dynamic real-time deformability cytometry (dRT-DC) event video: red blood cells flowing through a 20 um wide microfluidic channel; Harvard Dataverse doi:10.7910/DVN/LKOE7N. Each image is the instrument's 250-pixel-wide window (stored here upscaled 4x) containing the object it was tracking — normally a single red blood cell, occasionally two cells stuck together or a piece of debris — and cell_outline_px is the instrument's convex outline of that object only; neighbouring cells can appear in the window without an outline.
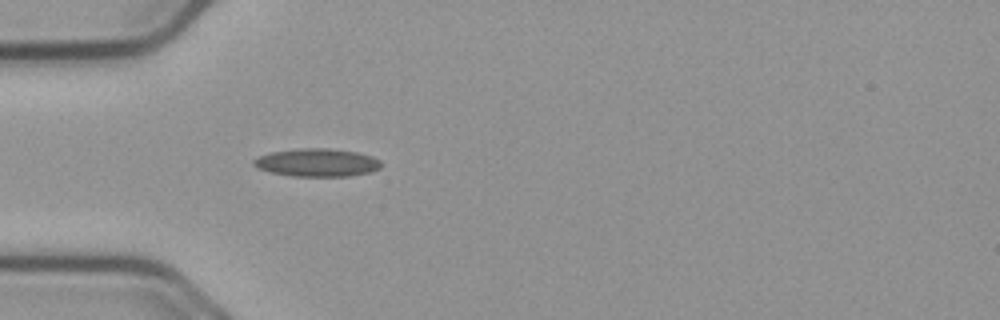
{"species": "common noctule bat (a hibernating species)", "species_latin": "Nyctalus noctula", "temperature_condition": "cold", "stored_images_in_passage": 39, "camera_frame_rate_fps": 3000, "um_per_image_px": 0.085, "animal": {"sex": "male", "body_mass_g": 23.1, "forearm_length_mm": 52.7}, "frame": {"image": 1, "passage_image": 1, "time_ms": 0.0, "image_size_px": [1000, 320], "cell_outline_px": [[380, 168], [372, 172], [348, 176], [292, 176], [272, 172], [256, 168], [252, 164], [252, 160], [256, 156], [272, 152], [296, 148], [328, 148], [356, 152], [372, 156], [380, 160]], "centroid_in_image_um": [26.92, 13.81], "position_along_channel_um": 58.1, "area_um2": 20.92}}
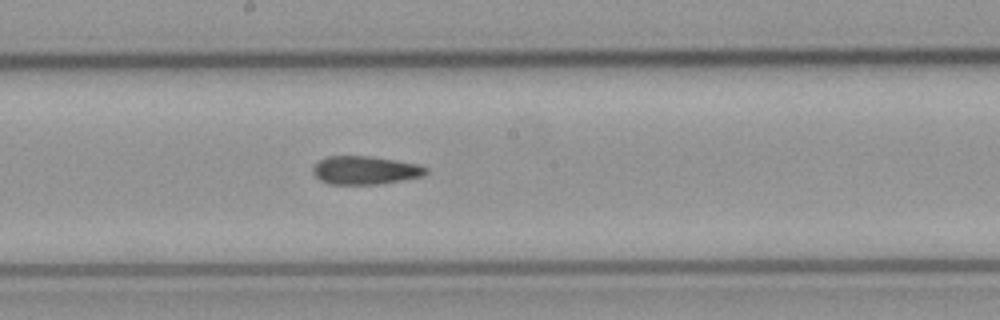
{"frame": {"image": 2, "passage_image": 14, "time_ms": 4.333, "image_size_px": [1000, 320], "cell_outline_px": [[428, 172], [420, 176], [380, 184], [328, 184], [320, 180], [312, 172], [312, 168], [320, 160], [328, 156], [368, 156], [420, 164], [428, 168]], "centroid_in_image_um": [31.02, 14.47], "position_along_channel_um": 217.2, "area_um2": 18.5}}
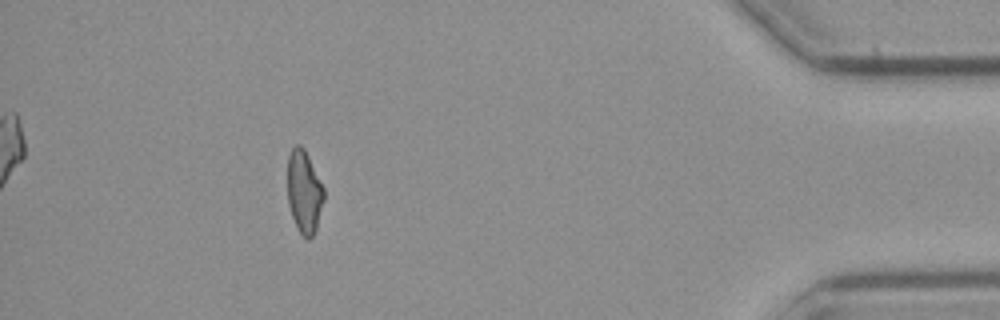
{"frame": {"image": 3, "passage_image": 34, "time_ms": 11.0, "image_size_px": [1000, 320], "cell_outline_px": [[324, 200], [316, 232], [308, 240], [300, 232], [292, 216], [288, 204], [288, 156], [292, 148], [296, 144], [300, 144], [304, 148], [324, 188]], "centroid_in_image_um": [25.86, 16.31], "position_along_channel_um": 409.3, "area_um2": 17.51}, "authors_computed_cell_mechanics": {"area_um2": 18.6694, "velocity_mm_per_s": 3.7423, "shape_relaxation_time_tau1_ms": 8.7193, "shape_relaxation_time_tau2_ms": 2.4649, "deformation_change_tau1": 0.2004, "deformation_change_tau2": 0.1}}